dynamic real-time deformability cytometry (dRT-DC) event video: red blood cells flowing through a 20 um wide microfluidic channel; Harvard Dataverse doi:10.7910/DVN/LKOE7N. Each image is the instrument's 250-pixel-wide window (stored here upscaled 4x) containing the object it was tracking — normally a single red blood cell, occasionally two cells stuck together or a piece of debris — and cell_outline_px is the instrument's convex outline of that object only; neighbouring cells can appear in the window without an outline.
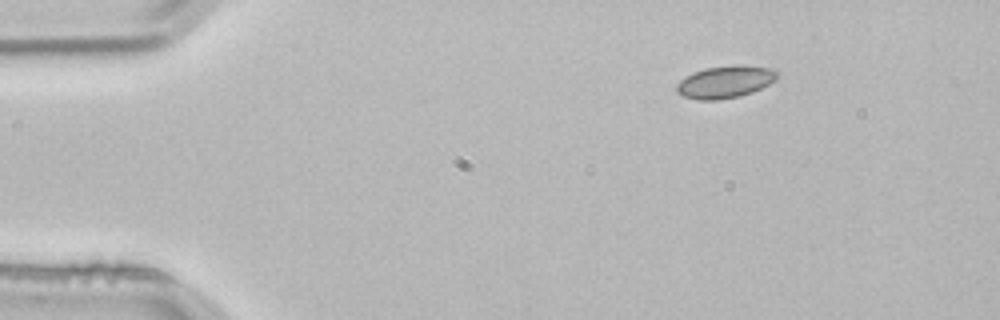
{"species": "common noctule bat (a hibernating species)", "species_latin": "Nyctalus noctula", "temperature_condition": "room temperature", "stored_images_in_passage": 3, "camera_frame_rate_fps": 3000, "um_per_image_px": 0.085, "animal": {"sex": "male", "body_mass_g": 21.5, "forearm_length_mm": 52.0}, "frame": {"image": 1, "passage_image": 1, "time_ms": 0.0, "image_size_px": [1000, 320], "cell_outline_px": [[780, 76], [776, 80], [752, 92], [740, 96], [716, 100], [700, 100], [684, 96], [676, 92], [676, 84], [680, 80], [692, 72], [704, 68], [732, 64], [744, 64], [776, 68], [780, 72]], "centroid_in_image_um": [61.69, 6.92], "position_along_channel_um": 23.3, "area_um2": 19.42}}
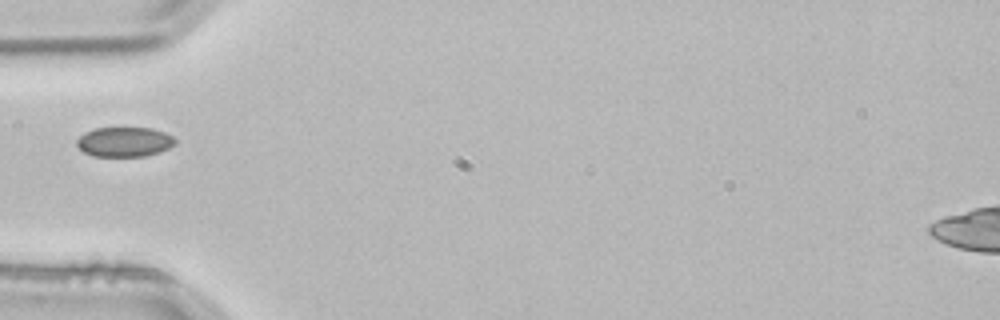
{"frame": {"image": 2, "passage_image": 3, "time_ms": 0.667, "image_size_px": [1000, 320], "cell_outline_px": [[176, 144], [160, 152], [144, 156], [92, 156], [84, 152], [76, 144], [76, 140], [84, 132], [96, 128], [152, 128], [164, 132], [172, 136], [176, 140]], "centroid_in_image_um": [10.58, 12.06], "position_along_channel_um": 74.4, "area_um2": 17.05}}